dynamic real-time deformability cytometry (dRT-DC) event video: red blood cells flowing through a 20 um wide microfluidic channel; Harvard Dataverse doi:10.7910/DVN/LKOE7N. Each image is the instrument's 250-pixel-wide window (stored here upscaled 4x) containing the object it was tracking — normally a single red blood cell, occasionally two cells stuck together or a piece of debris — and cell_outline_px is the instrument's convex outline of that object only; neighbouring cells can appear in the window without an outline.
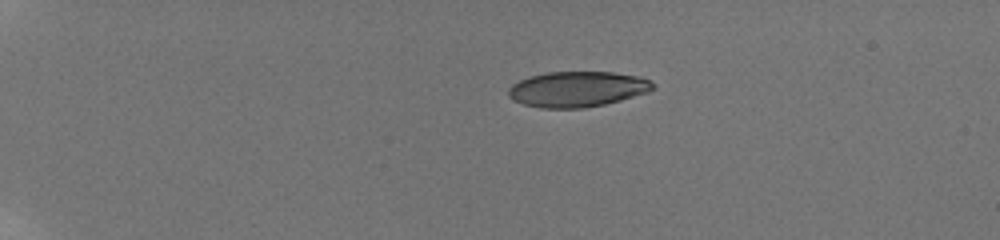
{"species": "human", "species_latin": "Homo sapiens", "temperature_condition": "room temperature", "stored_images_in_passage": 42, "camera_frame_rate_fps": 3000, "um_per_image_px": 0.085, "donor": {"sex": "male"}, "frame": {"image": 1, "passage_image": 1, "time_ms": 0.0, "image_size_px": [1000, 240], "cell_outline_px": [[656, 88], [648, 92], [620, 100], [604, 104], [580, 108], [540, 108], [524, 104], [512, 100], [508, 96], [508, 88], [512, 84], [528, 76], [548, 72], [612, 72], [636, 76], [652, 80], [656, 84]], "centroid_in_image_um": [49.07, 7.57], "position_along_channel_um": 35.9, "area_um2": 30.0}}
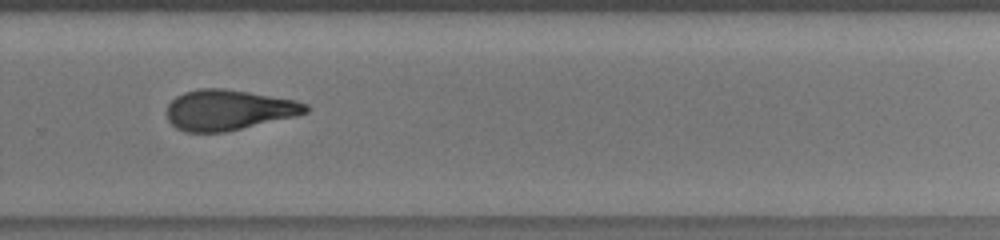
{"frame": {"image": 2, "passage_image": 29, "time_ms": 9.667, "image_size_px": [1000, 240], "cell_outline_px": [[308, 112], [296, 116], [224, 132], [184, 132], [176, 128], [168, 120], [168, 104], [176, 96], [184, 92], [200, 88], [224, 88], [296, 100], [308, 104]], "centroid_in_image_um": [19.42, 9.34], "position_along_channel_um": 310.4, "area_um2": 32.6}}
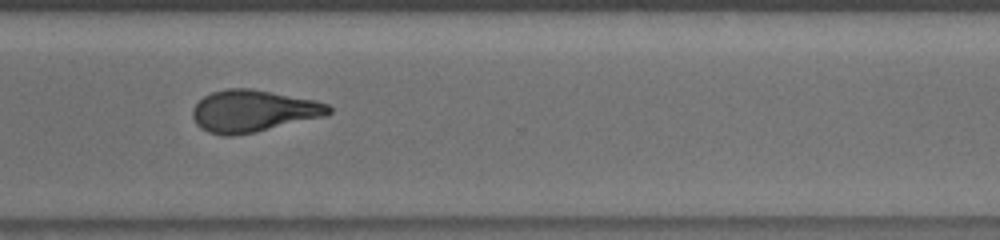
{"frame": {"image": 3, "passage_image": 32, "time_ms": 10.667, "image_size_px": [1000, 240], "cell_outline_px": [[332, 112], [328, 116], [256, 132], [232, 136], [224, 136], [208, 132], [200, 128], [196, 124], [192, 116], [192, 108], [204, 96], [212, 92], [228, 88], [252, 88], [316, 100], [328, 104], [332, 108]], "centroid_in_image_um": [21.55, 9.44], "position_along_channel_um": 349.0, "area_um2": 33.7}, "authors_computed_cell_mechanics": {"area_um2": 32.8593, "velocity_mm_per_s": 3.8608, "shape_relaxation_time_tau1_ms": 6.7346, "shape_relaxation_time_tau2_ms": 4.3591, "deformation_change_tau1": 0.2304, "deformation_change_tau2": 0.125}}